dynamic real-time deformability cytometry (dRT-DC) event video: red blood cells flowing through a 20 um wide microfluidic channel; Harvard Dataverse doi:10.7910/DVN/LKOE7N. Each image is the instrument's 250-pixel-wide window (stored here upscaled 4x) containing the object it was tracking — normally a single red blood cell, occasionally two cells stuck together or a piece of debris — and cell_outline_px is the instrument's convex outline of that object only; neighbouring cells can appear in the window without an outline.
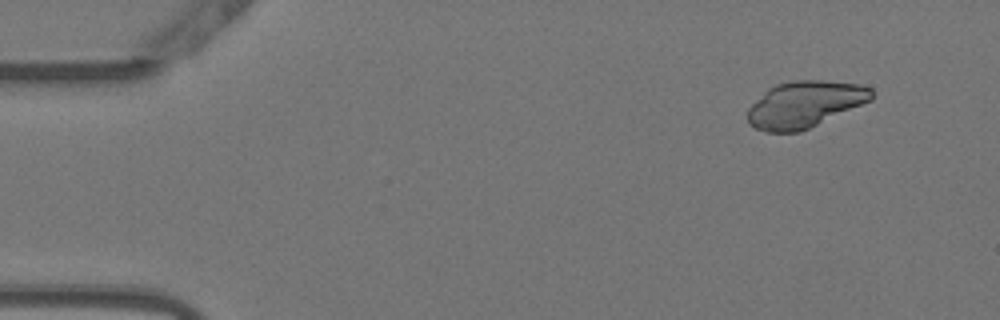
{"species": "Egyptian fruit bat (a non-hibernating species)", "species_latin": "Rousettus aegyptiacus", "temperature_condition": "warm", "stored_images_in_passage": 34, "segment_of_instrument_passage": [1, 2], "camera_frame_rate_fps": 3000, "um_per_image_px": 0.085, "animal": {"sex": "female"}, "frame": {"image": 1, "passage_image": 1, "time_ms": 0.0, "image_size_px": [1000, 320], "cell_outline_px": [[872, 100], [800, 132], [768, 132], [756, 128], [748, 124], [748, 108], [768, 88], [776, 84], [792, 80], [820, 80], [860, 84], [872, 88]], "centroid_in_image_um": [68.4, 8.86], "position_along_channel_um": 16.6, "area_um2": 33.47}}